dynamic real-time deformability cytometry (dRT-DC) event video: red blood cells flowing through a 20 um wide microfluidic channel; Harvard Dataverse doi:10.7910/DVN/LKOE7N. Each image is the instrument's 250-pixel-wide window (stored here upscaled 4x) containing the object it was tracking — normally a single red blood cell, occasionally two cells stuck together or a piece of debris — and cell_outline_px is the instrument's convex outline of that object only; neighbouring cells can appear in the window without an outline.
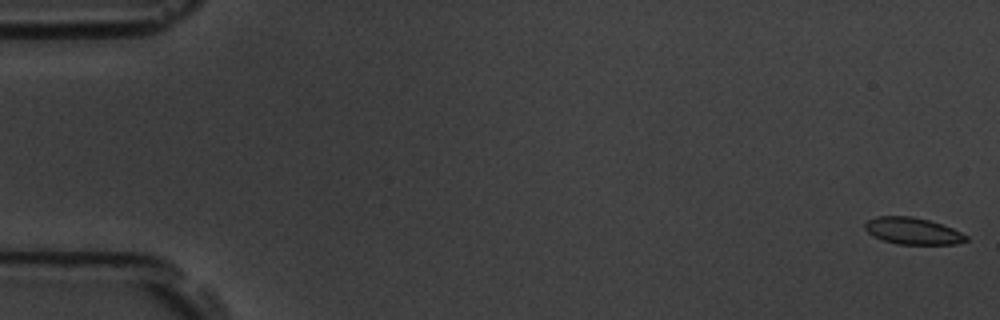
{"species": "common noctule bat (a hibernating species)", "species_latin": "Nyctalus noctula", "temperature_condition": "room temperature", "stored_images_in_passage": 7, "camera_frame_rate_fps": 3000, "um_per_image_px": 0.085, "animal": {"sex": "male", "body_mass_g": 19.5, "forearm_length_mm": 54.6}, "frame": {"image": 1, "passage_image": 1, "time_ms": 0.0, "image_size_px": [1000, 320], "cell_outline_px": [[968, 240], [956, 244], [896, 244], [872, 236], [864, 228], [864, 224], [868, 220], [876, 216], [912, 216], [928, 220], [952, 228], [968, 236]], "centroid_in_image_um": [77.56, 19.63], "position_along_channel_um": 7.4, "area_um2": 15.72}}
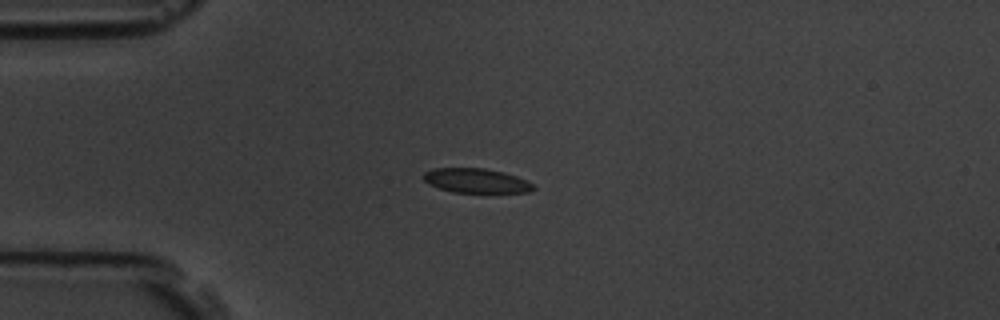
{"frame": {"image": 2, "passage_image": 5, "time_ms": 1.333, "image_size_px": [1000, 320], "cell_outline_px": [[536, 188], [528, 192], [452, 192], [428, 184], [424, 180], [424, 172], [432, 168], [484, 168], [504, 172], [516, 176], [532, 184]], "centroid_in_image_um": [40.44, 15.35], "position_along_channel_um": 44.6, "area_um2": 15.49}}
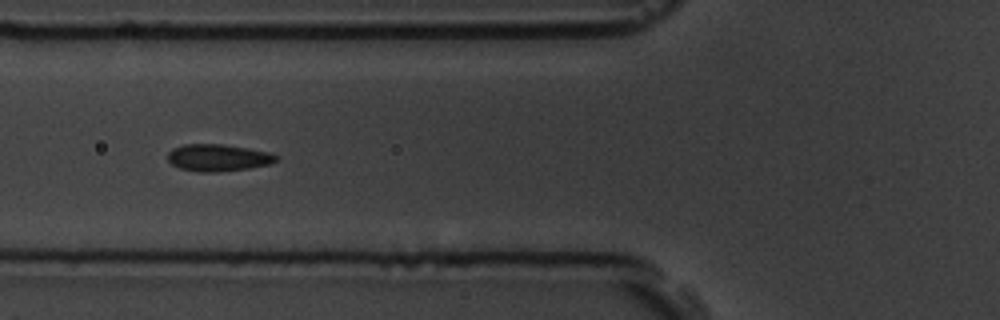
{"frame": {"image": 3, "passage_image": 7, "time_ms": 2.0, "image_size_px": [1000, 320], "cell_outline_px": [[280, 156], [272, 164], [248, 168], [216, 172], [200, 172], [180, 168], [172, 164], [168, 160], [168, 152], [172, 148], [184, 144], [224, 144], [248, 148], [268, 152]], "centroid_in_image_um": [18.54, 13.4], "position_along_channel_um": 107.3, "area_um2": 17.11}}